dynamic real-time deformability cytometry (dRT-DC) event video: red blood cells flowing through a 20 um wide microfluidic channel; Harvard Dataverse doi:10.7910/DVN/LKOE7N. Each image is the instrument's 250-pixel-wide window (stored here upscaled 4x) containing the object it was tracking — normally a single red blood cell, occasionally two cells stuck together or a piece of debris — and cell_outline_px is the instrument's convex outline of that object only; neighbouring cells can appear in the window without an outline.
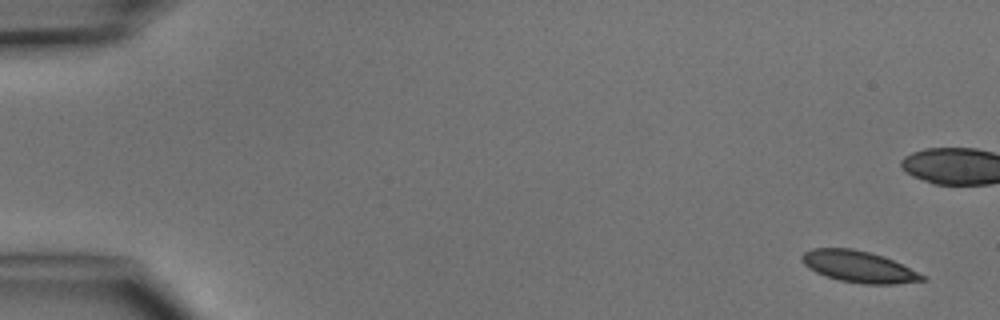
{"species": "common noctule bat (a hibernating species)", "species_latin": "Nyctalus noctula", "temperature_condition": "cold", "stored_images_in_passage": 6, "camera_frame_rate_fps": 3000, "um_per_image_px": 0.085, "animal": {"sex": "male", "body_mass_g": 15.6}, "frame": {"image": 1, "passage_image": 1, "time_ms": 0.0, "image_size_px": [1000, 320], "cell_outline_px": [[928, 280], [896, 284], [860, 284], [840, 280], [824, 276], [808, 268], [800, 260], [800, 256], [804, 252], [812, 248], [852, 248], [884, 256], [928, 276]], "centroid_in_image_um": [73.01, 22.67], "position_along_channel_um": 12.0, "area_um2": 22.37}}